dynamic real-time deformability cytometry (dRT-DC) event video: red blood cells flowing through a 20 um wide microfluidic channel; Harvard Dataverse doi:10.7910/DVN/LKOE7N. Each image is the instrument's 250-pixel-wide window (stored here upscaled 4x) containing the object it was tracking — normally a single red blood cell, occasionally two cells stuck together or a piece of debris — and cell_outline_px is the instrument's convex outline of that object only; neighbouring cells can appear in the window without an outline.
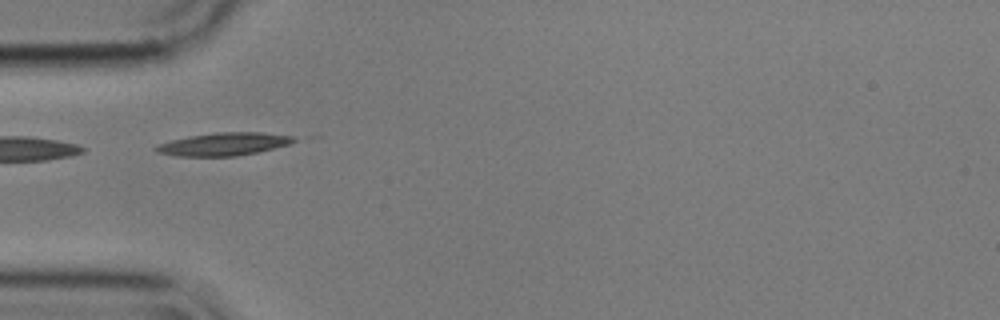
{"species": "common noctule bat (a hibernating species)", "species_latin": "Nyctalus noctula", "temperature_condition": "cold", "stored_images_in_passage": 37, "camera_frame_rate_fps": 3000, "um_per_image_px": 0.085, "animal": {"sex": "male", "body_mass_g": 17.9}, "frame": {"image": 1, "passage_image": 1, "time_ms": 0.0, "image_size_px": [1000, 320], "cell_outline_px": [[300, 140], [292, 144], [256, 152], [236, 156], [176, 156], [156, 152], [152, 148], [156, 144], [188, 136], [216, 132], [260, 132], [292, 136]], "centroid_in_image_um": [19.01, 12.24], "position_along_channel_um": 66.0, "area_um2": 18.55}}
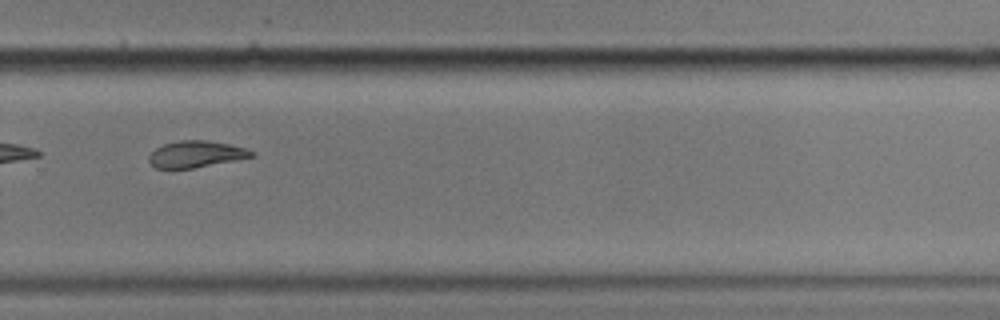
{"frame": {"image": 2, "passage_image": 22, "time_ms": 7.0, "image_size_px": [1000, 320], "cell_outline_px": [[256, 156], [236, 160], [192, 168], [156, 168], [148, 160], [148, 156], [156, 148], [164, 144], [180, 140], [208, 140], [228, 144], [244, 148], [256, 152]], "centroid_in_image_um": [16.68, 13.1], "position_along_channel_um": 313.1, "area_um2": 15.78}, "authors_computed_cell_mechanics": {"area_um2": 16.762, "velocity_mm_per_s": 3.5378, "shape_relaxation_time_tau1_ms": 8.0969, "shape_relaxation_time_tau2_ms": 3.3753, "deformation_change_tau1": 0.2324, "deformation_change_tau2": 0.109}}